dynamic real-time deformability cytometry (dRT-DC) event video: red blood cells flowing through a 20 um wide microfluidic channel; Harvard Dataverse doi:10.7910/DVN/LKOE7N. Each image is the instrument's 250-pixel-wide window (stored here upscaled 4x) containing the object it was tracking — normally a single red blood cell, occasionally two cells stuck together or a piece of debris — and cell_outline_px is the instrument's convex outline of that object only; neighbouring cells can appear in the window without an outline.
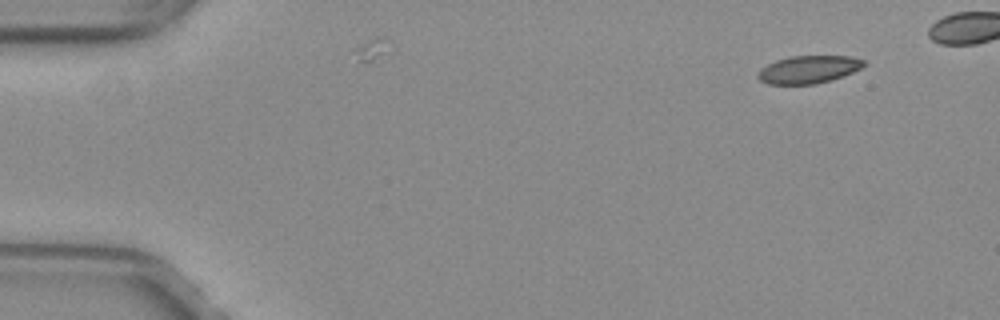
{"species": "common noctule bat (a hibernating species)", "species_latin": "Nyctalus noctula", "temperature_condition": "warm", "stored_images_in_passage": 3, "camera_frame_rate_fps": 3000, "um_per_image_px": 0.085, "animal": {"sex": "female", "body_mass_g": 29.2, "forearm_length_mm": 56.3}, "frame": {"image": 1, "passage_image": 1, "time_ms": 0.0, "image_size_px": [1000, 320], "cell_outline_px": [[868, 64], [852, 72], [816, 84], [768, 84], [760, 80], [756, 76], [756, 72], [760, 68], [776, 60], [788, 56], [852, 56], [864, 60]], "centroid_in_image_um": [68.69, 5.89], "position_along_channel_um": 16.3, "area_um2": 17.11}}